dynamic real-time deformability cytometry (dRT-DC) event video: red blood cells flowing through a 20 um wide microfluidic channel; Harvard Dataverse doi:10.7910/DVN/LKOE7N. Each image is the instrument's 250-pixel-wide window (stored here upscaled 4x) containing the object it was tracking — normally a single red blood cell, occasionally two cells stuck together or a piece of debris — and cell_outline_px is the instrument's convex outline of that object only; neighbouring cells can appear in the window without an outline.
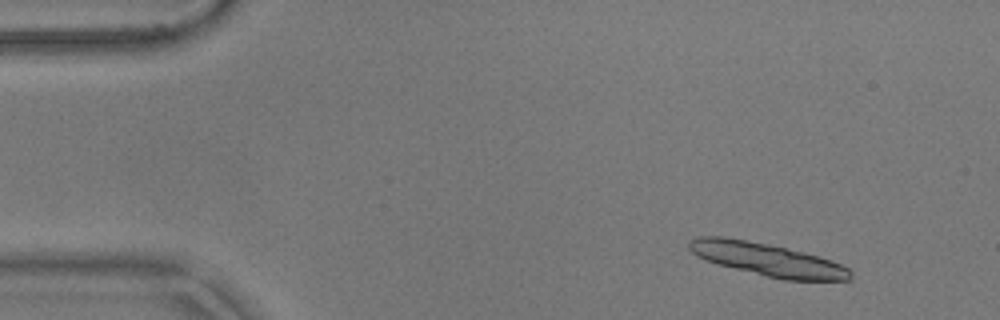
{"species": "common noctule bat (a hibernating species)", "species_latin": "Nyctalus noctula", "temperature_condition": "warm", "stored_images_in_passage": 42, "camera_frame_rate_fps": 3000, "um_per_image_px": 0.085, "animal": {"sex": "male", "body_mass_g": 17.9}, "frame": {"image": 1, "passage_image": 6, "time_ms": 1.667, "image_size_px": [1000, 320], "cell_outline_px": [[852, 280], [784, 280], [704, 260], [696, 256], [688, 248], [688, 240], [700, 236], [724, 236], [804, 252], [820, 256], [840, 264], [848, 268], [852, 272]], "centroid_in_image_um": [65.22, 22.05], "position_along_channel_um": 19.8, "area_um2": 30.4}}
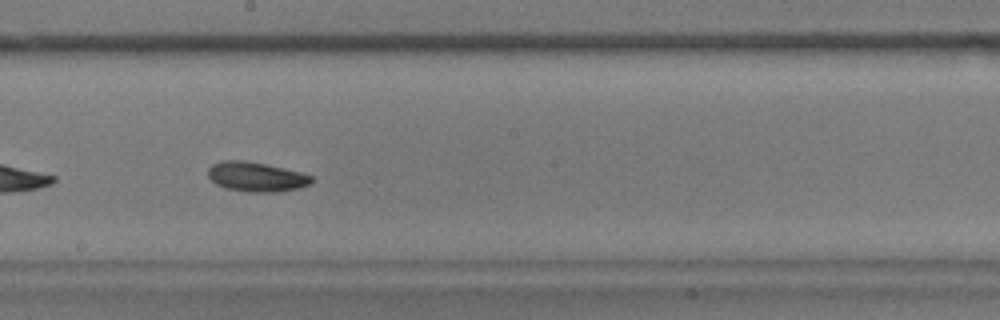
{"frame": {"image": 2, "passage_image": 31, "time_ms": 10.0, "image_size_px": [1000, 320], "cell_outline_px": [[312, 180], [308, 184], [300, 188], [276, 192], [248, 192], [224, 188], [216, 184], [208, 176], [208, 168], [212, 164], [224, 160], [244, 160], [264, 164], [300, 172], [312, 176]], "centroid_in_image_um": [21.74, 15.03], "position_along_channel_um": 226.5, "area_um2": 17.74}}
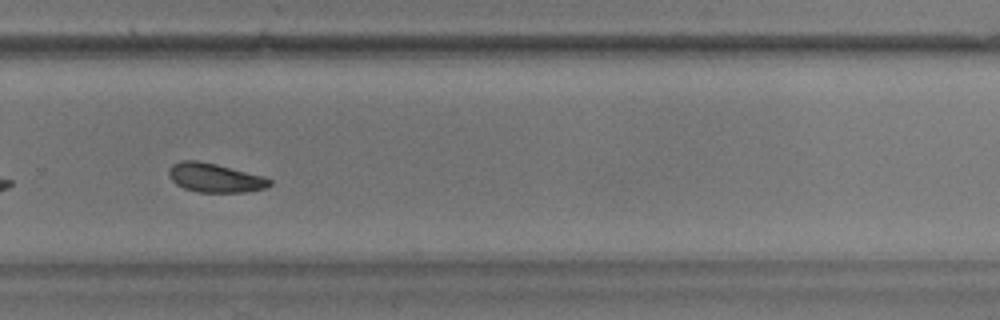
{"frame": {"image": 3, "passage_image": 38, "time_ms": 12.333, "image_size_px": [1000, 320], "cell_outline_px": [[272, 184], [264, 188], [244, 192], [196, 192], [184, 188], [176, 184], [168, 176], [168, 168], [172, 164], [180, 160], [196, 160], [216, 164], [264, 176], [272, 180]], "centroid_in_image_um": [18.24, 15.1], "position_along_channel_um": 311.6, "area_um2": 17.11}}